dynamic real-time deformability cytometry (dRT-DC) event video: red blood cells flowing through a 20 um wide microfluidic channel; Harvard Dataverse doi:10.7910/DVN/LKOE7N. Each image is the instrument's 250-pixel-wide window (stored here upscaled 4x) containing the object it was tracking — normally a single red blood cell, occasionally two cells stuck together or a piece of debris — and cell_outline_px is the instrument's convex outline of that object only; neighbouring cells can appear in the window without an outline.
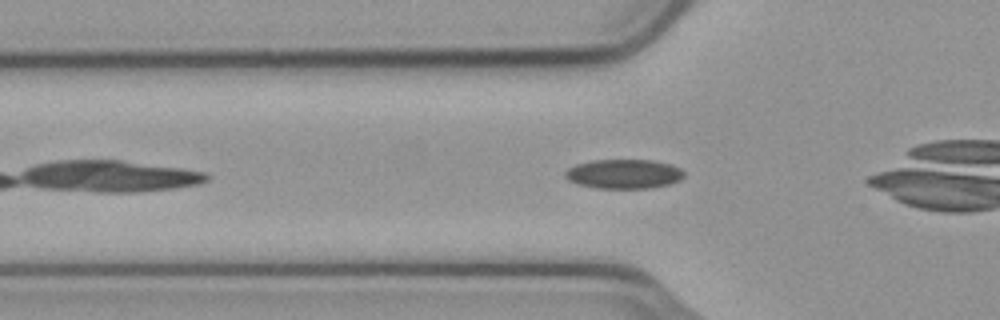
{"species": "common noctule bat (a hibernating species)", "species_latin": "Nyctalus noctula", "temperature_condition": "cold", "stored_images_in_passage": 34, "camera_frame_rate_fps": 3000, "um_per_image_px": 0.085, "animal": {"sex": "male", "body_mass_g": 23.1, "forearm_length_mm": 52.7}, "frame": {"image": 1, "passage_image": 5, "time_ms": 1.333, "image_size_px": [1000, 320], "cell_outline_px": [[684, 176], [680, 180], [668, 184], [648, 188], [596, 188], [576, 184], [568, 180], [564, 176], [564, 172], [568, 168], [576, 164], [592, 160], [652, 160], [672, 164], [680, 168], [684, 172]], "centroid_in_image_um": [53.0, 14.78], "position_along_channel_um": 72.8, "area_um2": 20.46}}
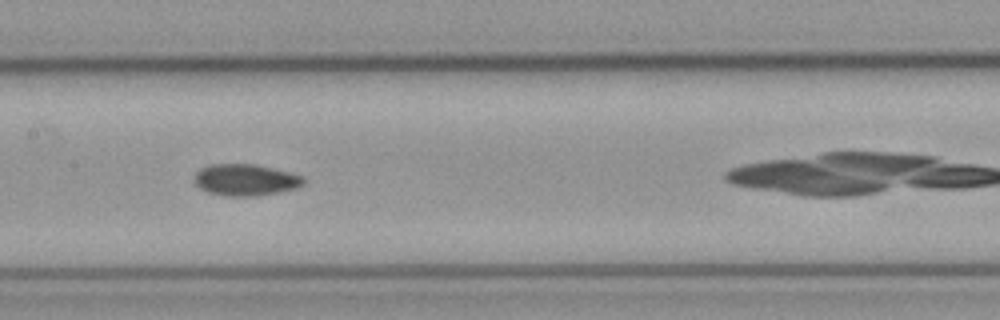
{"frame": {"image": 2, "passage_image": 14, "time_ms": 4.333, "image_size_px": [1000, 320], "cell_outline_px": [[304, 184], [296, 188], [256, 196], [228, 196], [208, 192], [200, 188], [196, 184], [196, 172], [200, 168], [208, 164], [256, 164], [304, 176]], "centroid_in_image_um": [20.87, 15.28], "position_along_channel_um": 186.5, "area_um2": 19.94}}
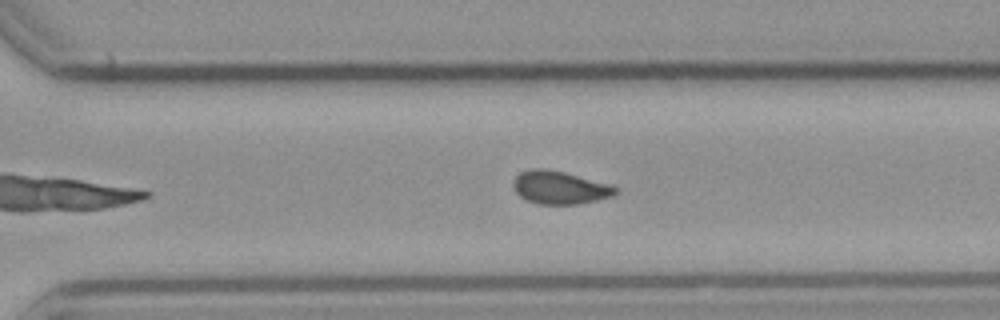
{"frame": {"image": 3, "passage_image": 25, "time_ms": 8.0, "image_size_px": [1000, 320], "cell_outline_px": [[616, 192], [612, 196], [580, 204], [540, 204], [524, 200], [516, 192], [512, 184], [516, 176], [520, 172], [532, 168], [544, 168], [564, 172], [608, 184], [616, 188]], "centroid_in_image_um": [47.52, 15.94], "position_along_channel_um": 323.1, "area_um2": 19.48}, "authors_computed_cell_mechanics": {"area_um2": 19.8832, "velocity_mm_per_s": 3.7363, "shape_relaxation_time_tau1_ms": null, "shape_relaxation_time_tau2_ms": 4.5106, "deformation_change_tau1": null, "deformation_change_tau2": 0.07}}